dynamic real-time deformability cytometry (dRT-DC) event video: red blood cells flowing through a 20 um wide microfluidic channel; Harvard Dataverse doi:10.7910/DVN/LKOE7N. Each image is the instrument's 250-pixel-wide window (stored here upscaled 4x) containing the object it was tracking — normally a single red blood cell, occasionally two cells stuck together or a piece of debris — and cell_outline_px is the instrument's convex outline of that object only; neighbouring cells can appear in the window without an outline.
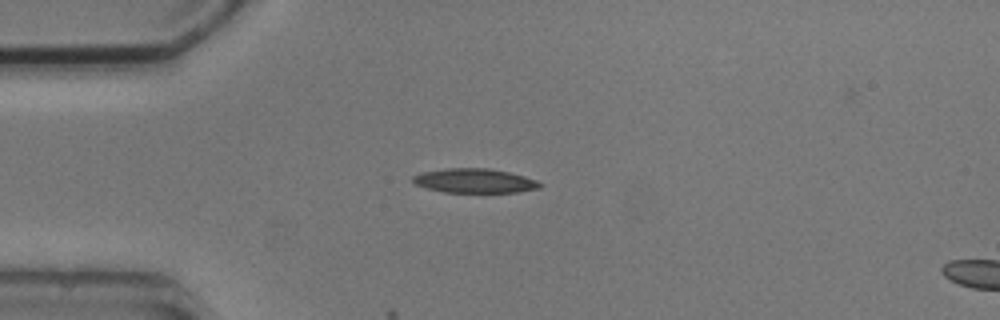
{"species": "common noctule bat (a hibernating species)", "species_latin": "Nyctalus noctula", "temperature_condition": "cold", "stored_images_in_passage": 2, "camera_frame_rate_fps": 3000, "um_per_image_px": 0.085, "animal": {"sex": "male", "body_mass_g": 20.5, "forearm_length_mm": 52.5}, "frame": {"image": 1, "passage_image": 1, "time_ms": 0.0, "image_size_px": [1000, 320], "cell_outline_px": [[544, 184], [540, 188], [520, 192], [444, 192], [428, 188], [416, 184], [412, 180], [412, 176], [420, 172], [448, 168], [488, 168], [508, 172], [524, 176], [536, 180]], "centroid_in_image_um": [40.36, 15.36], "position_along_channel_um": 44.6, "area_um2": 17.98}}